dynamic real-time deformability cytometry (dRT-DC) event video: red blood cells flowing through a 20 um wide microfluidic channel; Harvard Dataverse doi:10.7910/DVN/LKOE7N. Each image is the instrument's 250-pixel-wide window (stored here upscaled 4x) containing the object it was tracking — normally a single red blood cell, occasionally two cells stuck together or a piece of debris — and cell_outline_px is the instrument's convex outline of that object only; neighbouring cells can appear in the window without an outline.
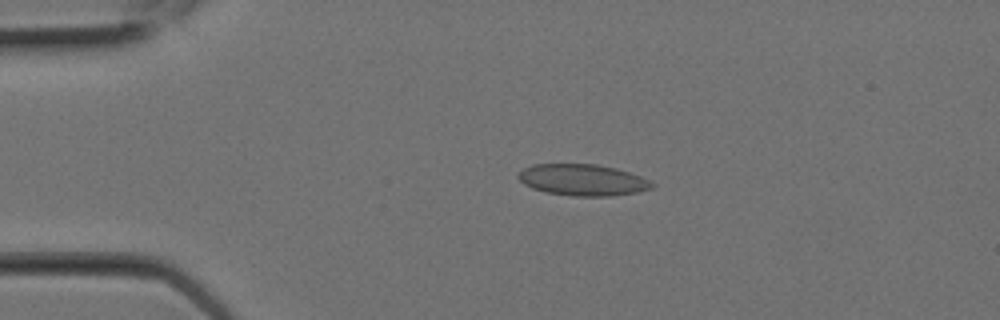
{"species": "Egyptian fruit bat (a non-hibernating species)", "species_latin": "Rousettus aegyptiacus", "temperature_condition": "room temperature", "stored_images_in_passage": 8, "camera_frame_rate_fps": 3000, "um_per_image_px": 0.085, "animal": {"sex": "female"}, "frame": {"image": 1, "passage_image": 5, "time_ms": 1.333, "image_size_px": [1000, 320], "cell_outline_px": [[656, 184], [652, 188], [636, 192], [608, 196], [572, 196], [544, 192], [532, 188], [524, 184], [516, 176], [524, 168], [532, 164], [596, 164], [616, 168], [640, 176]], "centroid_in_image_um": [49.5, 15.29], "position_along_channel_um": 35.5, "area_um2": 24.45}}
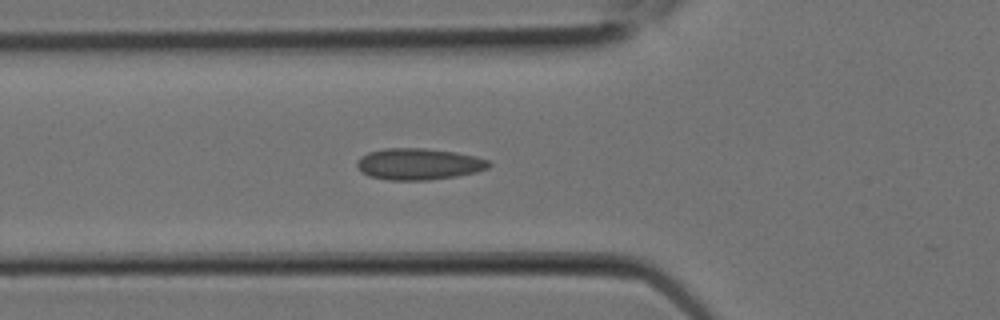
{"frame": {"image": 2, "passage_image": 8, "time_ms": 2.333, "image_size_px": [1000, 320], "cell_outline_px": [[492, 164], [488, 168], [476, 172], [456, 176], [428, 180], [388, 180], [368, 176], [360, 172], [356, 164], [356, 160], [360, 156], [368, 152], [384, 148], [424, 148], [456, 152], [476, 156], [488, 160]], "centroid_in_image_um": [35.56, 13.94], "position_along_channel_um": 90.2, "area_um2": 24.45}}